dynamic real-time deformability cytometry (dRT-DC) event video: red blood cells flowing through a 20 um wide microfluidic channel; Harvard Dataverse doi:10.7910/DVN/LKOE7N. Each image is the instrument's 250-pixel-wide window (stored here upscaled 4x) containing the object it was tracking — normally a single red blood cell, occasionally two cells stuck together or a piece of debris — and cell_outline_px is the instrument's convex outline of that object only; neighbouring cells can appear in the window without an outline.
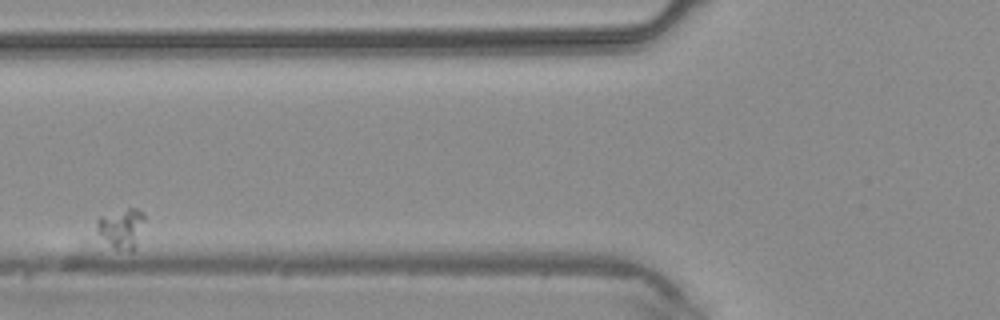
{"species": "common noctule bat (a hibernating species)", "species_latin": "Nyctalus noctula", "temperature_condition": "warm", "stored_images_in_passage": 7, "segment_of_instrument_passage": [1, 2], "camera_frame_rate_fps": 3000, "um_per_image_px": 0.085, "animal": {"sex": "male", "body_mass_g": 20.4}, "frame": {"image": 1, "passage_image": 3, "time_ms": 2.667, "image_size_px": [1000, 320], "cell_outline_px": [[144, 220], [136, 248], [132, 252], [128, 252], [112, 248], [96, 228], [96, 220], [100, 216], [128, 208], [136, 208], [144, 212]], "centroid_in_image_um": [10.35, 19.42], "position_along_channel_um": 115.5, "area_um2": 11.1}}
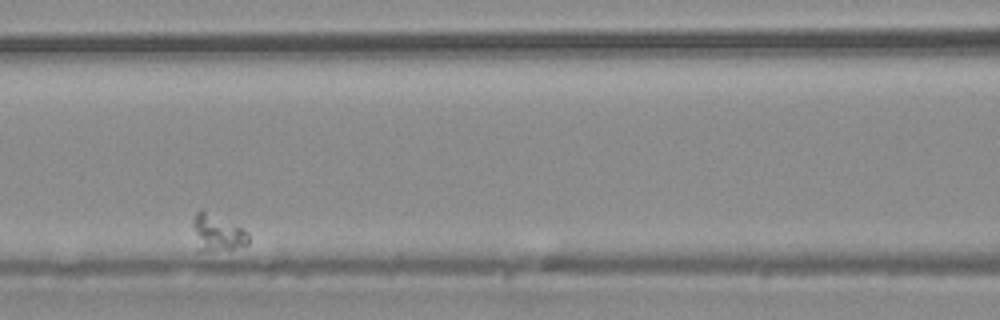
{"frame": {"image": 2, "passage_image": 4, "time_ms": 3.667, "image_size_px": [1000, 320], "cell_outline_px": [[248, 244], [232, 248], [204, 248], [192, 224], [192, 220], [196, 212], [200, 208], [244, 228], [248, 232]], "centroid_in_image_um": [18.55, 19.66], "position_along_channel_um": 148.1, "area_um2": 10.81}}
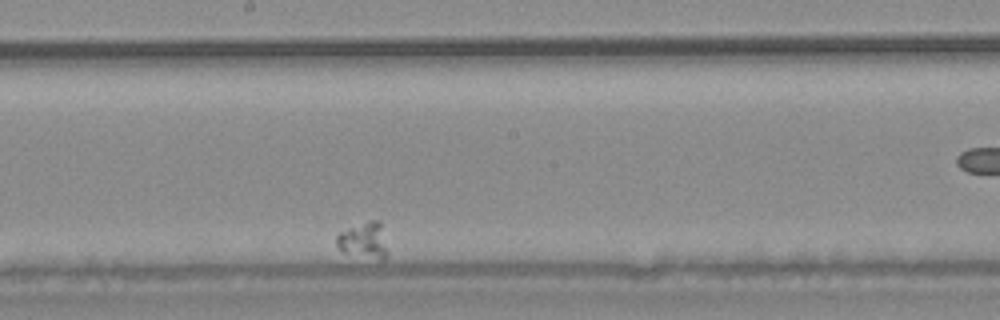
{"frame": {"image": 3, "passage_image": 6, "time_ms": 6.0, "image_size_px": [1000, 320], "cell_outline_px": [[388, 256], [384, 260], [380, 260], [344, 252], [336, 244], [336, 236], [340, 232], [348, 228], [368, 220], [380, 220], [388, 252]], "centroid_in_image_um": [30.95, 20.43], "position_along_channel_um": 217.2, "area_um2": 10.75}}